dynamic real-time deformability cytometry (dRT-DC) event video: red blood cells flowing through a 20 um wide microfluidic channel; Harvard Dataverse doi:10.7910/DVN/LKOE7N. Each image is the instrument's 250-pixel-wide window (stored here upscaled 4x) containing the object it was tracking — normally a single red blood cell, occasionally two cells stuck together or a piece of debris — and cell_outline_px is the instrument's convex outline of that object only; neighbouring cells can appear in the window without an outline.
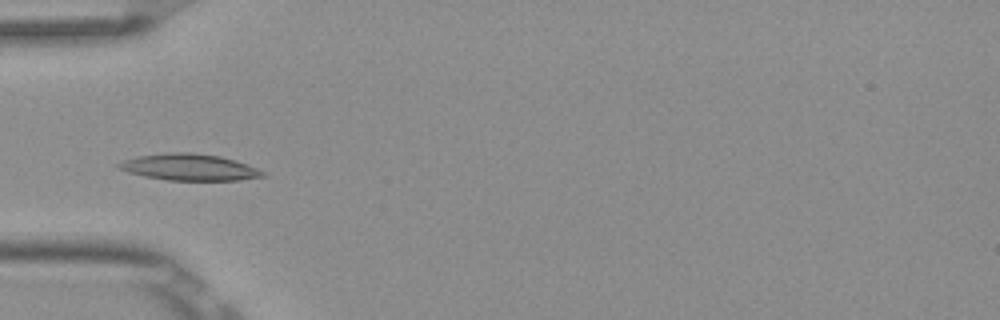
{"species": "Egyptian fruit bat (a non-hibernating species)", "species_latin": "Rousettus aegyptiacus", "temperature_condition": "room temperature", "stored_images_in_passage": 5, "camera_frame_rate_fps": 3000, "um_per_image_px": 0.085, "frame": {"image": 1, "passage_image": 5, "time_ms": 1.333, "image_size_px": [1000, 320], "cell_outline_px": [[264, 176], [240, 180], [168, 180], [144, 176], [128, 172], [120, 168], [116, 164], [124, 160], [140, 156], [172, 152], [192, 152], [220, 156], [256, 168], [264, 172]], "centroid_in_image_um": [16.07, 14.21], "position_along_channel_um": 68.9, "area_um2": 21.79}}